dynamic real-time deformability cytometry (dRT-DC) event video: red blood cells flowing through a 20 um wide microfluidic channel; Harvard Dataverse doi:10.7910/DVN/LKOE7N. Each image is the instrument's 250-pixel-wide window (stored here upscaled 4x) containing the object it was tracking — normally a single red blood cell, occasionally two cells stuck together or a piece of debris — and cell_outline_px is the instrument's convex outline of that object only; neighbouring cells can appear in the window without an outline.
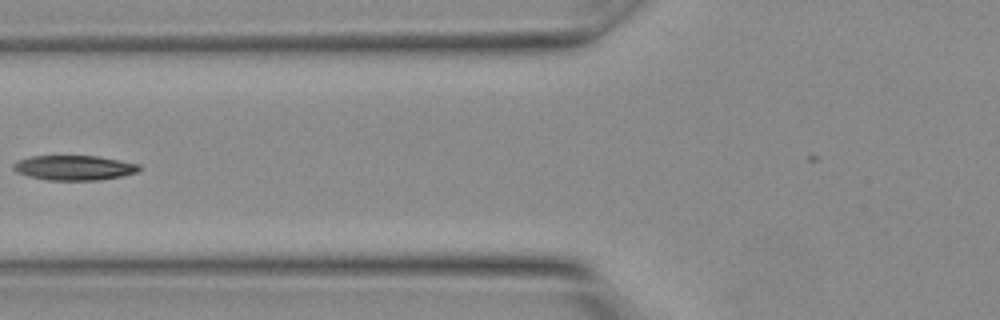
{"species": "Egyptian fruit bat (a non-hibernating species)", "species_latin": "Rousettus aegyptiacus", "temperature_condition": "warm", "stored_images_in_passage": 13, "camera_frame_rate_fps": 3000, "um_per_image_px": 0.085, "animal": {"sex": "female"}, "frame": {"image": 1, "passage_image": 6, "time_ms": 1.667, "image_size_px": [1000, 320], "cell_outline_px": [[140, 168], [136, 172], [120, 176], [100, 180], [48, 180], [28, 176], [16, 172], [12, 168], [12, 164], [20, 160], [32, 156], [96, 156], [140, 164]], "centroid_in_image_um": [6.27, 14.26], "position_along_channel_um": 119.5, "area_um2": 18.03}}
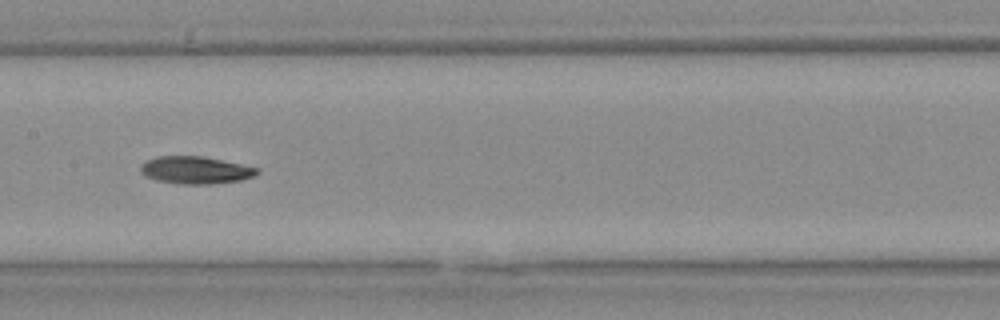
{"frame": {"image": 2, "passage_image": 9, "time_ms": 2.667, "image_size_px": [1000, 320], "cell_outline_px": [[260, 172], [256, 176], [240, 180], [212, 184], [180, 184], [156, 180], [144, 176], [140, 172], [140, 168], [144, 160], [156, 156], [204, 156], [260, 168]], "centroid_in_image_um": [16.62, 14.45], "position_along_channel_um": 190.8, "area_um2": 18.9}}